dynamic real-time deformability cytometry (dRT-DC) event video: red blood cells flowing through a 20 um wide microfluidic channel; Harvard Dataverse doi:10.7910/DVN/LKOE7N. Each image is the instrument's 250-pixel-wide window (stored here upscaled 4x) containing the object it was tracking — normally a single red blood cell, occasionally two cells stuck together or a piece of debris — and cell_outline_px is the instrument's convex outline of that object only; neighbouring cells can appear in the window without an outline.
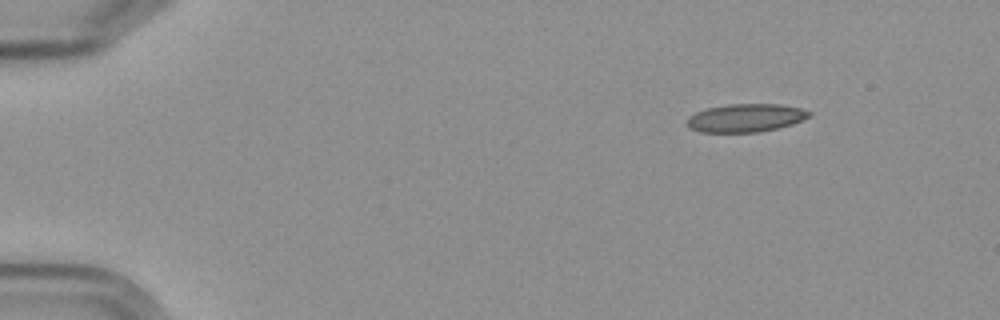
{"species": "Egyptian fruit bat (a non-hibernating species)", "species_latin": "Rousettus aegyptiacus", "temperature_condition": "cold", "stored_images_in_passage": 5, "camera_frame_rate_fps": 3000, "um_per_image_px": 0.085, "frame": {"image": 1, "passage_image": 1, "time_ms": 0.0, "image_size_px": [1000, 320], "cell_outline_px": [[812, 116], [792, 124], [760, 132], [700, 132], [692, 128], [688, 124], [688, 116], [696, 112], [708, 108], [728, 104], [780, 104], [800, 108], [812, 112]], "centroid_in_image_um": [63.42, 10.02], "position_along_channel_um": 21.6, "area_um2": 19.94}}
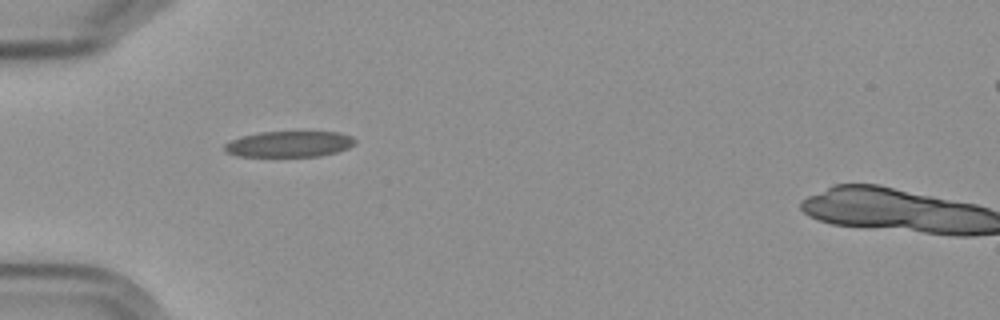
{"frame": {"image": 2, "passage_image": 4, "time_ms": 3.667, "image_size_px": [1000, 320], "cell_outline_px": [[356, 144], [348, 148], [336, 152], [320, 156], [236, 156], [224, 152], [224, 144], [232, 140], [244, 136], [260, 132], [336, 132], [352, 136], [356, 140]], "centroid_in_image_um": [24.59, 12.25], "position_along_channel_um": 60.4, "area_um2": 19.65}}
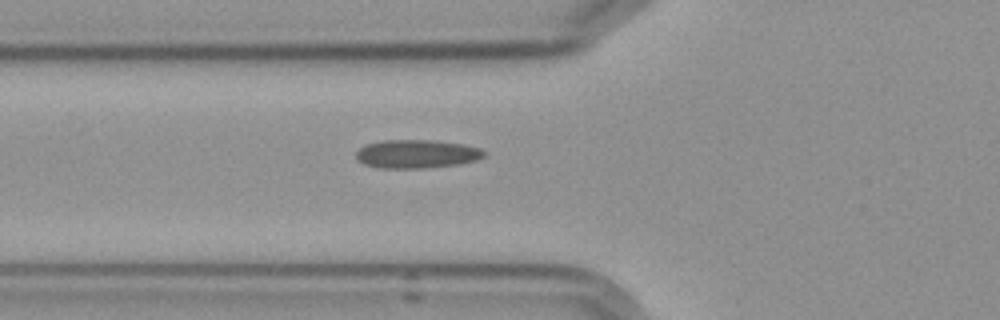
{"frame": {"image": 3, "passage_image": 5, "time_ms": 4.667, "image_size_px": [1000, 320], "cell_outline_px": [[484, 156], [476, 160], [456, 164], [424, 168], [380, 168], [364, 164], [356, 156], [356, 152], [364, 144], [384, 140], [432, 140], [464, 144], [480, 148], [484, 152]], "centroid_in_image_um": [35.4, 13.07], "position_along_channel_um": 90.4, "area_um2": 21.1}}